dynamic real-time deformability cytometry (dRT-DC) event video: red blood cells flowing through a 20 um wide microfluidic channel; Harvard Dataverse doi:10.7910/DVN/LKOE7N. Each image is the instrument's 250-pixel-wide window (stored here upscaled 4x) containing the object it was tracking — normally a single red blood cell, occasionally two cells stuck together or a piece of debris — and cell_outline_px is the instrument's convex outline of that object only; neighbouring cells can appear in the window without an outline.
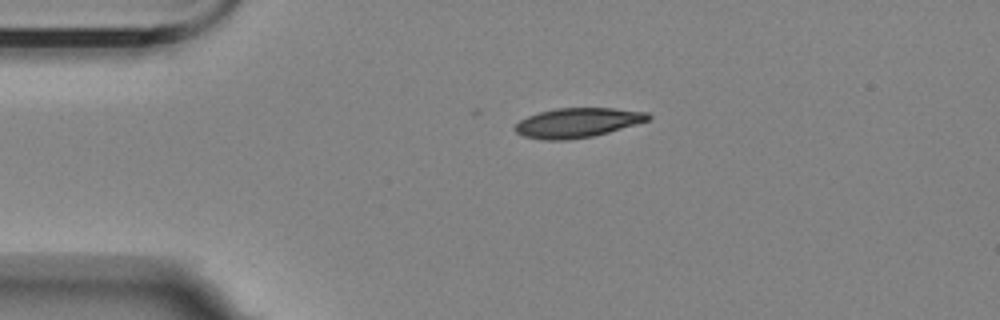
{"species": "Egyptian fruit bat (a non-hibernating species)", "species_latin": "Rousettus aegyptiacus", "temperature_condition": "room temperature", "stored_images_in_passage": 2, "camera_frame_rate_fps": 3000, "um_per_image_px": 0.085, "animal": {"sex": "female"}, "frame": {"image": 1, "passage_image": 1, "time_ms": 0.0, "image_size_px": [1000, 320], "cell_outline_px": [[652, 116], [648, 120], [636, 124], [608, 132], [592, 136], [564, 140], [544, 140], [524, 136], [516, 132], [516, 124], [520, 120], [528, 116], [540, 112], [556, 108], [612, 108], [648, 112]], "centroid_in_image_um": [49.1, 10.42], "position_along_channel_um": 35.9, "area_um2": 22.66}}